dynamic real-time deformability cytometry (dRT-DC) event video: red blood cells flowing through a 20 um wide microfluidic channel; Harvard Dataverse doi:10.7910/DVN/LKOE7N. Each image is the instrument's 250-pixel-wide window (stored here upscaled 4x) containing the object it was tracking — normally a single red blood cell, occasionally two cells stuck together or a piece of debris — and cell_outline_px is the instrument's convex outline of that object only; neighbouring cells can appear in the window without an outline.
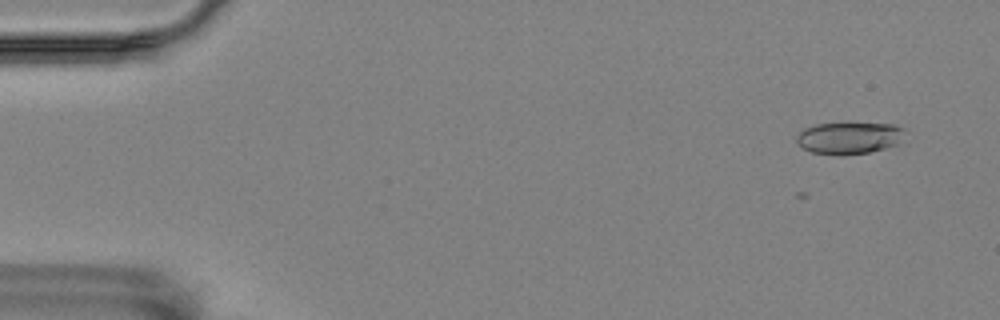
{"species": "Egyptian fruit bat (a non-hibernating species)", "species_latin": "Rousettus aegyptiacus", "temperature_condition": "room temperature", "stored_images_in_passage": 4, "camera_frame_rate_fps": 3000, "um_per_image_px": 0.085, "animal": {"sex": "female"}, "frame": {"image": 1, "passage_image": 4, "time_ms": 1.0, "image_size_px": [1000, 320], "cell_outline_px": [[908, 128], [896, 144], [884, 148], [868, 152], [844, 156], [840, 156], [812, 152], [804, 148], [796, 140], [796, 136], [804, 128], [816, 124], [848, 120], [896, 124]], "centroid_in_image_um": [72.21, 11.66], "position_along_channel_um": 12.8, "area_um2": 21.15}}